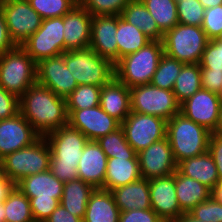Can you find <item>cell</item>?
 Masks as SVG:
<instances>
[{"instance_id": "cell-1", "label": "cell", "mask_w": 222, "mask_h": 222, "mask_svg": "<svg viewBox=\"0 0 222 222\" xmlns=\"http://www.w3.org/2000/svg\"><path fill=\"white\" fill-rule=\"evenodd\" d=\"M19 112L41 137L68 125L66 100L37 82L19 98Z\"/></svg>"}, {"instance_id": "cell-2", "label": "cell", "mask_w": 222, "mask_h": 222, "mask_svg": "<svg viewBox=\"0 0 222 222\" xmlns=\"http://www.w3.org/2000/svg\"><path fill=\"white\" fill-rule=\"evenodd\" d=\"M50 149L49 170L64 183L78 178V163L87 137L79 130L66 125L45 136Z\"/></svg>"}, {"instance_id": "cell-3", "label": "cell", "mask_w": 222, "mask_h": 222, "mask_svg": "<svg viewBox=\"0 0 222 222\" xmlns=\"http://www.w3.org/2000/svg\"><path fill=\"white\" fill-rule=\"evenodd\" d=\"M63 185L50 170L26 176L15 184L28 197L35 222H44L59 206Z\"/></svg>"}, {"instance_id": "cell-4", "label": "cell", "mask_w": 222, "mask_h": 222, "mask_svg": "<svg viewBox=\"0 0 222 222\" xmlns=\"http://www.w3.org/2000/svg\"><path fill=\"white\" fill-rule=\"evenodd\" d=\"M210 135L211 132L207 128L182 113L175 114L167 121L166 137L177 164L207 152Z\"/></svg>"}, {"instance_id": "cell-5", "label": "cell", "mask_w": 222, "mask_h": 222, "mask_svg": "<svg viewBox=\"0 0 222 222\" xmlns=\"http://www.w3.org/2000/svg\"><path fill=\"white\" fill-rule=\"evenodd\" d=\"M163 55V42L151 41L137 52L119 59L114 64L115 77L129 89L150 84Z\"/></svg>"}, {"instance_id": "cell-6", "label": "cell", "mask_w": 222, "mask_h": 222, "mask_svg": "<svg viewBox=\"0 0 222 222\" xmlns=\"http://www.w3.org/2000/svg\"><path fill=\"white\" fill-rule=\"evenodd\" d=\"M63 58L78 85L102 87L115 76L114 64L90 47L66 51Z\"/></svg>"}, {"instance_id": "cell-7", "label": "cell", "mask_w": 222, "mask_h": 222, "mask_svg": "<svg viewBox=\"0 0 222 222\" xmlns=\"http://www.w3.org/2000/svg\"><path fill=\"white\" fill-rule=\"evenodd\" d=\"M50 159V146L45 137H40L35 143L5 156L0 166L15 185L26 176L49 170Z\"/></svg>"}, {"instance_id": "cell-8", "label": "cell", "mask_w": 222, "mask_h": 222, "mask_svg": "<svg viewBox=\"0 0 222 222\" xmlns=\"http://www.w3.org/2000/svg\"><path fill=\"white\" fill-rule=\"evenodd\" d=\"M36 82V62L21 46L0 55V87L20 98Z\"/></svg>"}, {"instance_id": "cell-9", "label": "cell", "mask_w": 222, "mask_h": 222, "mask_svg": "<svg viewBox=\"0 0 222 222\" xmlns=\"http://www.w3.org/2000/svg\"><path fill=\"white\" fill-rule=\"evenodd\" d=\"M209 39L201 27L178 23L164 33V54L186 63H200Z\"/></svg>"}, {"instance_id": "cell-10", "label": "cell", "mask_w": 222, "mask_h": 222, "mask_svg": "<svg viewBox=\"0 0 222 222\" xmlns=\"http://www.w3.org/2000/svg\"><path fill=\"white\" fill-rule=\"evenodd\" d=\"M130 104L131 112L155 115L166 121L180 113V103L173 91L152 84L130 88Z\"/></svg>"}, {"instance_id": "cell-11", "label": "cell", "mask_w": 222, "mask_h": 222, "mask_svg": "<svg viewBox=\"0 0 222 222\" xmlns=\"http://www.w3.org/2000/svg\"><path fill=\"white\" fill-rule=\"evenodd\" d=\"M63 16L43 19L40 28L20 46L38 63L64 53Z\"/></svg>"}, {"instance_id": "cell-12", "label": "cell", "mask_w": 222, "mask_h": 222, "mask_svg": "<svg viewBox=\"0 0 222 222\" xmlns=\"http://www.w3.org/2000/svg\"><path fill=\"white\" fill-rule=\"evenodd\" d=\"M121 127L126 141L138 153L166 137L167 121L155 115L130 112Z\"/></svg>"}, {"instance_id": "cell-13", "label": "cell", "mask_w": 222, "mask_h": 222, "mask_svg": "<svg viewBox=\"0 0 222 222\" xmlns=\"http://www.w3.org/2000/svg\"><path fill=\"white\" fill-rule=\"evenodd\" d=\"M11 39L20 46L41 26L43 18L28 0H7L0 3Z\"/></svg>"}, {"instance_id": "cell-14", "label": "cell", "mask_w": 222, "mask_h": 222, "mask_svg": "<svg viewBox=\"0 0 222 222\" xmlns=\"http://www.w3.org/2000/svg\"><path fill=\"white\" fill-rule=\"evenodd\" d=\"M68 125L81 131L88 140L97 139L115 131L121 123L109 116L100 105L87 109H67Z\"/></svg>"}, {"instance_id": "cell-15", "label": "cell", "mask_w": 222, "mask_h": 222, "mask_svg": "<svg viewBox=\"0 0 222 222\" xmlns=\"http://www.w3.org/2000/svg\"><path fill=\"white\" fill-rule=\"evenodd\" d=\"M141 177L147 180L169 176L177 170V163L167 137L152 143L137 153Z\"/></svg>"}, {"instance_id": "cell-16", "label": "cell", "mask_w": 222, "mask_h": 222, "mask_svg": "<svg viewBox=\"0 0 222 222\" xmlns=\"http://www.w3.org/2000/svg\"><path fill=\"white\" fill-rule=\"evenodd\" d=\"M37 83L52 90L57 96L66 98L78 86L75 78L67 69L63 53L40 60L36 63Z\"/></svg>"}, {"instance_id": "cell-17", "label": "cell", "mask_w": 222, "mask_h": 222, "mask_svg": "<svg viewBox=\"0 0 222 222\" xmlns=\"http://www.w3.org/2000/svg\"><path fill=\"white\" fill-rule=\"evenodd\" d=\"M221 104L217 92L201 88L180 104V113L212 133L218 123Z\"/></svg>"}, {"instance_id": "cell-18", "label": "cell", "mask_w": 222, "mask_h": 222, "mask_svg": "<svg viewBox=\"0 0 222 222\" xmlns=\"http://www.w3.org/2000/svg\"><path fill=\"white\" fill-rule=\"evenodd\" d=\"M40 137L20 112L11 118L0 120V160L35 143Z\"/></svg>"}, {"instance_id": "cell-19", "label": "cell", "mask_w": 222, "mask_h": 222, "mask_svg": "<svg viewBox=\"0 0 222 222\" xmlns=\"http://www.w3.org/2000/svg\"><path fill=\"white\" fill-rule=\"evenodd\" d=\"M151 208L164 222H174L182 214L176 196L175 173L149 180Z\"/></svg>"}, {"instance_id": "cell-20", "label": "cell", "mask_w": 222, "mask_h": 222, "mask_svg": "<svg viewBox=\"0 0 222 222\" xmlns=\"http://www.w3.org/2000/svg\"><path fill=\"white\" fill-rule=\"evenodd\" d=\"M117 15H98L91 20L90 48L113 64L118 61Z\"/></svg>"}, {"instance_id": "cell-21", "label": "cell", "mask_w": 222, "mask_h": 222, "mask_svg": "<svg viewBox=\"0 0 222 222\" xmlns=\"http://www.w3.org/2000/svg\"><path fill=\"white\" fill-rule=\"evenodd\" d=\"M92 17L82 5H76L63 16L64 52L90 46Z\"/></svg>"}, {"instance_id": "cell-22", "label": "cell", "mask_w": 222, "mask_h": 222, "mask_svg": "<svg viewBox=\"0 0 222 222\" xmlns=\"http://www.w3.org/2000/svg\"><path fill=\"white\" fill-rule=\"evenodd\" d=\"M108 158L97 141L88 140L80 157L78 178L95 189L104 185Z\"/></svg>"}, {"instance_id": "cell-23", "label": "cell", "mask_w": 222, "mask_h": 222, "mask_svg": "<svg viewBox=\"0 0 222 222\" xmlns=\"http://www.w3.org/2000/svg\"><path fill=\"white\" fill-rule=\"evenodd\" d=\"M100 107L120 123L131 112L130 89L115 76L101 87Z\"/></svg>"}, {"instance_id": "cell-24", "label": "cell", "mask_w": 222, "mask_h": 222, "mask_svg": "<svg viewBox=\"0 0 222 222\" xmlns=\"http://www.w3.org/2000/svg\"><path fill=\"white\" fill-rule=\"evenodd\" d=\"M120 212L136 209H150L149 180L140 178L130 184L117 187L110 191Z\"/></svg>"}, {"instance_id": "cell-25", "label": "cell", "mask_w": 222, "mask_h": 222, "mask_svg": "<svg viewBox=\"0 0 222 222\" xmlns=\"http://www.w3.org/2000/svg\"><path fill=\"white\" fill-rule=\"evenodd\" d=\"M142 178L138 157L108 158L104 185L101 189L111 191Z\"/></svg>"}, {"instance_id": "cell-26", "label": "cell", "mask_w": 222, "mask_h": 222, "mask_svg": "<svg viewBox=\"0 0 222 222\" xmlns=\"http://www.w3.org/2000/svg\"><path fill=\"white\" fill-rule=\"evenodd\" d=\"M177 170L182 175L199 181L211 190L220 181L216 164L208 151L196 157L182 160L177 164Z\"/></svg>"}, {"instance_id": "cell-27", "label": "cell", "mask_w": 222, "mask_h": 222, "mask_svg": "<svg viewBox=\"0 0 222 222\" xmlns=\"http://www.w3.org/2000/svg\"><path fill=\"white\" fill-rule=\"evenodd\" d=\"M119 216L112 193L96 188L90 195L83 222H119Z\"/></svg>"}, {"instance_id": "cell-28", "label": "cell", "mask_w": 222, "mask_h": 222, "mask_svg": "<svg viewBox=\"0 0 222 222\" xmlns=\"http://www.w3.org/2000/svg\"><path fill=\"white\" fill-rule=\"evenodd\" d=\"M175 189L183 213H189L199 203L212 196V190L199 181L175 171Z\"/></svg>"}, {"instance_id": "cell-29", "label": "cell", "mask_w": 222, "mask_h": 222, "mask_svg": "<svg viewBox=\"0 0 222 222\" xmlns=\"http://www.w3.org/2000/svg\"><path fill=\"white\" fill-rule=\"evenodd\" d=\"M95 188L83 182L80 178L66 182L63 185V193L60 204L72 215L84 218L87 203Z\"/></svg>"}, {"instance_id": "cell-30", "label": "cell", "mask_w": 222, "mask_h": 222, "mask_svg": "<svg viewBox=\"0 0 222 222\" xmlns=\"http://www.w3.org/2000/svg\"><path fill=\"white\" fill-rule=\"evenodd\" d=\"M120 16L139 28L151 41L163 40L164 33L141 0H131Z\"/></svg>"}, {"instance_id": "cell-31", "label": "cell", "mask_w": 222, "mask_h": 222, "mask_svg": "<svg viewBox=\"0 0 222 222\" xmlns=\"http://www.w3.org/2000/svg\"><path fill=\"white\" fill-rule=\"evenodd\" d=\"M116 42L119 60L128 54L137 52L150 43L151 40L139 28L117 15Z\"/></svg>"}, {"instance_id": "cell-32", "label": "cell", "mask_w": 222, "mask_h": 222, "mask_svg": "<svg viewBox=\"0 0 222 222\" xmlns=\"http://www.w3.org/2000/svg\"><path fill=\"white\" fill-rule=\"evenodd\" d=\"M201 86V67L199 63H186L177 76L173 93L181 104L193 96Z\"/></svg>"}, {"instance_id": "cell-33", "label": "cell", "mask_w": 222, "mask_h": 222, "mask_svg": "<svg viewBox=\"0 0 222 222\" xmlns=\"http://www.w3.org/2000/svg\"><path fill=\"white\" fill-rule=\"evenodd\" d=\"M5 222H35L28 197L16 186L4 201Z\"/></svg>"}, {"instance_id": "cell-34", "label": "cell", "mask_w": 222, "mask_h": 222, "mask_svg": "<svg viewBox=\"0 0 222 222\" xmlns=\"http://www.w3.org/2000/svg\"><path fill=\"white\" fill-rule=\"evenodd\" d=\"M155 19L159 29L165 33L175 27L178 21L177 3L175 0H141Z\"/></svg>"}, {"instance_id": "cell-35", "label": "cell", "mask_w": 222, "mask_h": 222, "mask_svg": "<svg viewBox=\"0 0 222 222\" xmlns=\"http://www.w3.org/2000/svg\"><path fill=\"white\" fill-rule=\"evenodd\" d=\"M96 141L107 158L138 157L137 152L126 141L125 133L121 126Z\"/></svg>"}, {"instance_id": "cell-36", "label": "cell", "mask_w": 222, "mask_h": 222, "mask_svg": "<svg viewBox=\"0 0 222 222\" xmlns=\"http://www.w3.org/2000/svg\"><path fill=\"white\" fill-rule=\"evenodd\" d=\"M185 63L164 54L158 64L150 84L172 91L180 71Z\"/></svg>"}, {"instance_id": "cell-37", "label": "cell", "mask_w": 222, "mask_h": 222, "mask_svg": "<svg viewBox=\"0 0 222 222\" xmlns=\"http://www.w3.org/2000/svg\"><path fill=\"white\" fill-rule=\"evenodd\" d=\"M101 87L95 85H78L66 100V109H87L100 104Z\"/></svg>"}, {"instance_id": "cell-38", "label": "cell", "mask_w": 222, "mask_h": 222, "mask_svg": "<svg viewBox=\"0 0 222 222\" xmlns=\"http://www.w3.org/2000/svg\"><path fill=\"white\" fill-rule=\"evenodd\" d=\"M28 2L43 19L64 16L76 6L72 0H28Z\"/></svg>"}, {"instance_id": "cell-39", "label": "cell", "mask_w": 222, "mask_h": 222, "mask_svg": "<svg viewBox=\"0 0 222 222\" xmlns=\"http://www.w3.org/2000/svg\"><path fill=\"white\" fill-rule=\"evenodd\" d=\"M177 3V15L180 24L201 27L205 8L199 0H181Z\"/></svg>"}, {"instance_id": "cell-40", "label": "cell", "mask_w": 222, "mask_h": 222, "mask_svg": "<svg viewBox=\"0 0 222 222\" xmlns=\"http://www.w3.org/2000/svg\"><path fill=\"white\" fill-rule=\"evenodd\" d=\"M131 0H85L82 6L92 15H118Z\"/></svg>"}, {"instance_id": "cell-41", "label": "cell", "mask_w": 222, "mask_h": 222, "mask_svg": "<svg viewBox=\"0 0 222 222\" xmlns=\"http://www.w3.org/2000/svg\"><path fill=\"white\" fill-rule=\"evenodd\" d=\"M194 218L204 222H222V203L211 196L189 212Z\"/></svg>"}, {"instance_id": "cell-42", "label": "cell", "mask_w": 222, "mask_h": 222, "mask_svg": "<svg viewBox=\"0 0 222 222\" xmlns=\"http://www.w3.org/2000/svg\"><path fill=\"white\" fill-rule=\"evenodd\" d=\"M199 64L201 69L222 72V43L209 40Z\"/></svg>"}, {"instance_id": "cell-43", "label": "cell", "mask_w": 222, "mask_h": 222, "mask_svg": "<svg viewBox=\"0 0 222 222\" xmlns=\"http://www.w3.org/2000/svg\"><path fill=\"white\" fill-rule=\"evenodd\" d=\"M201 28L209 40L216 39L222 31V5L205 9Z\"/></svg>"}, {"instance_id": "cell-44", "label": "cell", "mask_w": 222, "mask_h": 222, "mask_svg": "<svg viewBox=\"0 0 222 222\" xmlns=\"http://www.w3.org/2000/svg\"><path fill=\"white\" fill-rule=\"evenodd\" d=\"M119 222H164L152 209L120 212Z\"/></svg>"}, {"instance_id": "cell-45", "label": "cell", "mask_w": 222, "mask_h": 222, "mask_svg": "<svg viewBox=\"0 0 222 222\" xmlns=\"http://www.w3.org/2000/svg\"><path fill=\"white\" fill-rule=\"evenodd\" d=\"M19 112V98L0 87V120L11 118Z\"/></svg>"}, {"instance_id": "cell-46", "label": "cell", "mask_w": 222, "mask_h": 222, "mask_svg": "<svg viewBox=\"0 0 222 222\" xmlns=\"http://www.w3.org/2000/svg\"><path fill=\"white\" fill-rule=\"evenodd\" d=\"M211 154L218 170L219 180L222 181V136L211 133L208 143Z\"/></svg>"}, {"instance_id": "cell-47", "label": "cell", "mask_w": 222, "mask_h": 222, "mask_svg": "<svg viewBox=\"0 0 222 222\" xmlns=\"http://www.w3.org/2000/svg\"><path fill=\"white\" fill-rule=\"evenodd\" d=\"M222 84V72L201 69V86L203 89L218 92Z\"/></svg>"}, {"instance_id": "cell-48", "label": "cell", "mask_w": 222, "mask_h": 222, "mask_svg": "<svg viewBox=\"0 0 222 222\" xmlns=\"http://www.w3.org/2000/svg\"><path fill=\"white\" fill-rule=\"evenodd\" d=\"M16 47L17 45L10 37L3 11L0 8V55Z\"/></svg>"}, {"instance_id": "cell-49", "label": "cell", "mask_w": 222, "mask_h": 222, "mask_svg": "<svg viewBox=\"0 0 222 222\" xmlns=\"http://www.w3.org/2000/svg\"><path fill=\"white\" fill-rule=\"evenodd\" d=\"M44 222H83V219L72 215L61 204H59V206Z\"/></svg>"}, {"instance_id": "cell-50", "label": "cell", "mask_w": 222, "mask_h": 222, "mask_svg": "<svg viewBox=\"0 0 222 222\" xmlns=\"http://www.w3.org/2000/svg\"><path fill=\"white\" fill-rule=\"evenodd\" d=\"M15 185L7 178L0 166V203H3L7 194L12 190Z\"/></svg>"}, {"instance_id": "cell-51", "label": "cell", "mask_w": 222, "mask_h": 222, "mask_svg": "<svg viewBox=\"0 0 222 222\" xmlns=\"http://www.w3.org/2000/svg\"><path fill=\"white\" fill-rule=\"evenodd\" d=\"M212 196L222 203V181H219L215 188L212 190Z\"/></svg>"}, {"instance_id": "cell-52", "label": "cell", "mask_w": 222, "mask_h": 222, "mask_svg": "<svg viewBox=\"0 0 222 222\" xmlns=\"http://www.w3.org/2000/svg\"><path fill=\"white\" fill-rule=\"evenodd\" d=\"M199 2L202 4V6L205 9H209L212 7H216L218 5H222V0H199Z\"/></svg>"}, {"instance_id": "cell-53", "label": "cell", "mask_w": 222, "mask_h": 222, "mask_svg": "<svg viewBox=\"0 0 222 222\" xmlns=\"http://www.w3.org/2000/svg\"><path fill=\"white\" fill-rule=\"evenodd\" d=\"M174 222H204V221L194 218L190 213H184Z\"/></svg>"}, {"instance_id": "cell-54", "label": "cell", "mask_w": 222, "mask_h": 222, "mask_svg": "<svg viewBox=\"0 0 222 222\" xmlns=\"http://www.w3.org/2000/svg\"><path fill=\"white\" fill-rule=\"evenodd\" d=\"M212 133L216 134L218 136H222V104H221V107H220L219 119H218L217 126H216L215 130Z\"/></svg>"}, {"instance_id": "cell-55", "label": "cell", "mask_w": 222, "mask_h": 222, "mask_svg": "<svg viewBox=\"0 0 222 222\" xmlns=\"http://www.w3.org/2000/svg\"><path fill=\"white\" fill-rule=\"evenodd\" d=\"M5 208H4V202L0 203V222H5Z\"/></svg>"}, {"instance_id": "cell-56", "label": "cell", "mask_w": 222, "mask_h": 222, "mask_svg": "<svg viewBox=\"0 0 222 222\" xmlns=\"http://www.w3.org/2000/svg\"><path fill=\"white\" fill-rule=\"evenodd\" d=\"M217 95H218V97H219V99H220V101H221V103H222V84H221L220 89H219L218 92H217Z\"/></svg>"}, {"instance_id": "cell-57", "label": "cell", "mask_w": 222, "mask_h": 222, "mask_svg": "<svg viewBox=\"0 0 222 222\" xmlns=\"http://www.w3.org/2000/svg\"><path fill=\"white\" fill-rule=\"evenodd\" d=\"M76 5H82L85 0H72Z\"/></svg>"}, {"instance_id": "cell-58", "label": "cell", "mask_w": 222, "mask_h": 222, "mask_svg": "<svg viewBox=\"0 0 222 222\" xmlns=\"http://www.w3.org/2000/svg\"><path fill=\"white\" fill-rule=\"evenodd\" d=\"M215 40L222 43V31H221V33L216 37Z\"/></svg>"}]
</instances>
